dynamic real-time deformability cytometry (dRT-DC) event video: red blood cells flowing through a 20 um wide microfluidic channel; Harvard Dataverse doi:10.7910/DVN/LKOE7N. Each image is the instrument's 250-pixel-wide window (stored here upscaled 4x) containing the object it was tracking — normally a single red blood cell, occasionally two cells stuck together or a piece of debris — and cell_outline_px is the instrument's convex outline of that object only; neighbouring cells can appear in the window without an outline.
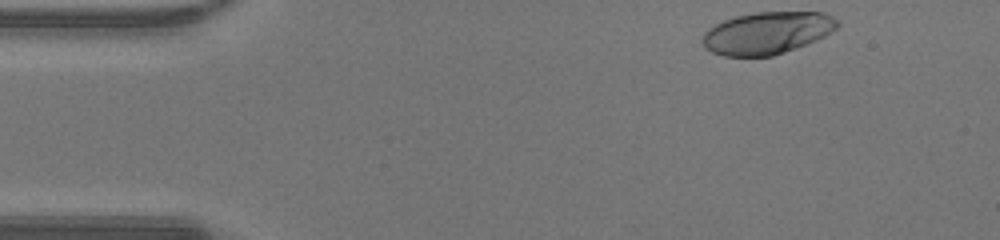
{"species": "human", "species_latin": "Homo sapiens", "temperature_condition": "warm", "stored_images_in_passage": 37, "camera_frame_rate_fps": 3000, "um_per_image_px": 0.085, "donor": {"sex": "male"}, "frame": {"image": 1, "passage_image": 1, "time_ms": 0.0, "image_size_px": [1000, 240], "cell_outline_px": [[840, 24], [832, 32], [816, 40], [796, 48], [772, 56], [724, 56], [712, 52], [704, 48], [700, 40], [700, 36], [708, 28], [724, 20], [736, 16], [756, 12], [824, 12], [840, 20]], "centroid_in_image_um": [65.19, 2.8], "position_along_channel_um": 19.8, "area_um2": 33.47}}
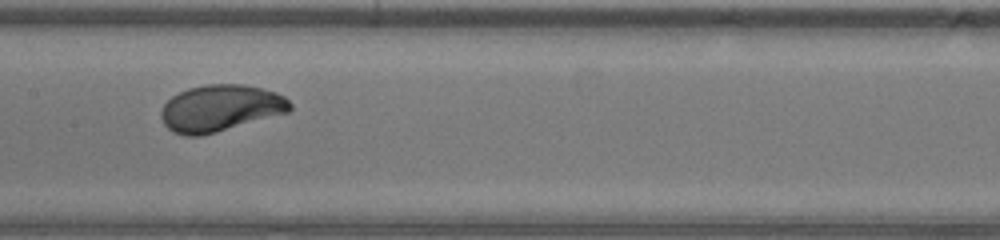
{"frame": {"image": 2, "passage_image": 19, "time_ms": 6.0, "image_size_px": [1000, 240], "cell_outline_px": [[292, 108], [288, 112], [216, 132], [200, 136], [184, 136], [172, 132], [164, 124], [160, 116], [160, 112], [164, 104], [172, 96], [188, 88], [204, 84], [244, 84], [276, 92], [284, 96], [292, 104]], "centroid_in_image_um": [18.71, 9.19], "position_along_channel_um": 188.7, "area_um2": 35.03}}
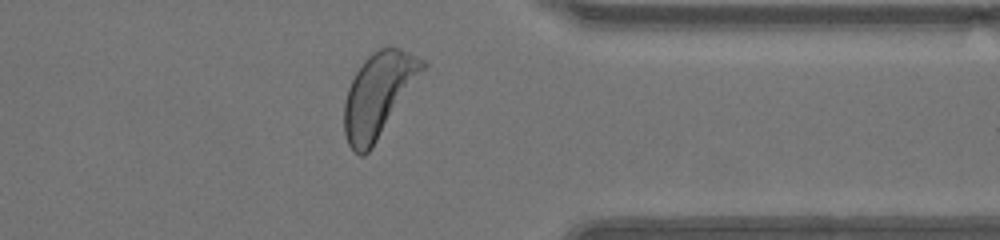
{"frame": {"image": 3, "passage_image": 33, "time_ms": 10.667, "image_size_px": [1000, 240], "cell_outline_px": [[428, 64], [372, 148], [364, 156], [360, 156], [348, 144], [344, 132], [344, 100], [348, 88], [356, 72], [364, 60], [372, 52], [380, 48], [400, 48], [424, 60]], "centroid_in_image_um": [32.15, 8.06], "position_along_channel_um": 379.2, "area_um2": 37.8}, "authors_computed_cell_mechanics": {"area_um2": 34.1598, "velocity_mm_per_s": 4.3084, "shape_relaxation_time_tau1_ms": 2.4853, "shape_relaxation_time_tau2_ms": null, "deformation_change_tau1": 0.192, "deformation_change_tau2": null}}